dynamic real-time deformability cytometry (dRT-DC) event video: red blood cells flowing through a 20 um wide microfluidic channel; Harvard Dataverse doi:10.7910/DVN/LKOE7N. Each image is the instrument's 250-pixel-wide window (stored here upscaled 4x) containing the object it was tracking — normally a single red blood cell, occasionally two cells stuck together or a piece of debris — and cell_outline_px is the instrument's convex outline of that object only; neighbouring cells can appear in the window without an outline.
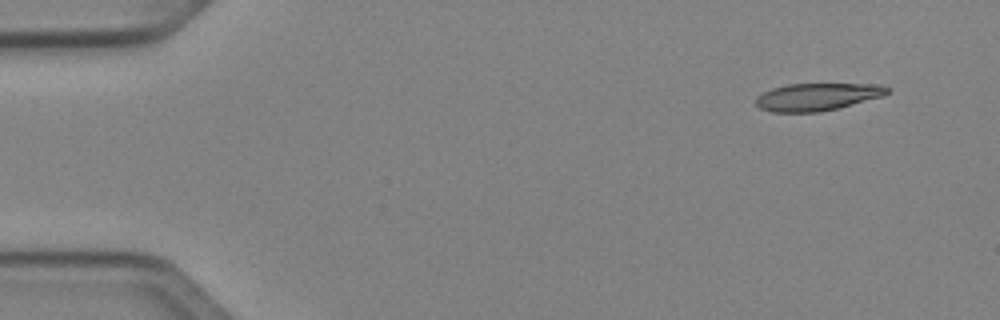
{"species": "Egyptian fruit bat (a non-hibernating species)", "species_latin": "Rousettus aegyptiacus", "temperature_condition": "cold", "stored_images_in_passage": 47, "camera_frame_rate_fps": 3000, "um_per_image_px": 0.085, "animal": {"sex": "female"}, "frame": {"image": 1, "passage_image": 1, "time_ms": 0.0, "image_size_px": [1000, 320], "cell_outline_px": [[892, 88], [884, 96], [820, 112], [772, 112], [760, 108], [756, 104], [756, 96], [772, 88], [788, 84], [880, 84]], "centroid_in_image_um": [69.48, 8.22], "position_along_channel_um": 15.5, "area_um2": 20.98}}
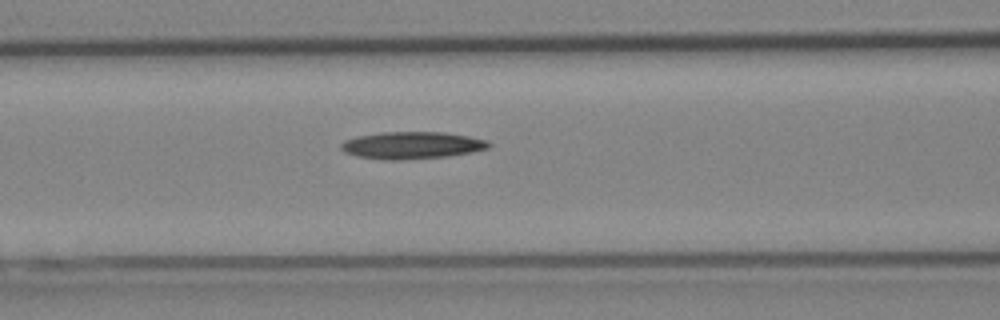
{"frame": {"image": 2, "passage_image": 18, "time_ms": 5.667, "image_size_px": [1000, 320], "cell_outline_px": [[492, 144], [488, 148], [448, 156], [396, 160], [388, 160], [356, 156], [344, 152], [340, 148], [340, 144], [344, 140], [356, 136], [384, 132], [444, 132], [468, 136], [488, 140]], "centroid_in_image_um": [34.98, 12.34], "position_along_channel_um": 131.6, "area_um2": 23.29}}
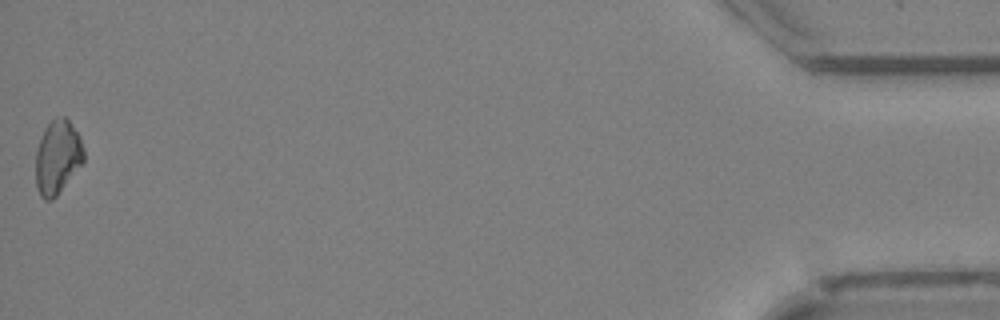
{"frame": {"image": 3, "passage_image": 47, "time_ms": 15.333, "image_size_px": [1000, 320], "cell_outline_px": [[84, 160], [56, 196], [52, 200], [44, 200], [40, 196], [36, 188], [36, 152], [44, 128], [56, 116], [64, 116], [68, 120], [80, 136], [84, 148]], "centroid_in_image_um": [4.88, 13.35], "position_along_channel_um": 430.3, "area_um2": 20.58}}